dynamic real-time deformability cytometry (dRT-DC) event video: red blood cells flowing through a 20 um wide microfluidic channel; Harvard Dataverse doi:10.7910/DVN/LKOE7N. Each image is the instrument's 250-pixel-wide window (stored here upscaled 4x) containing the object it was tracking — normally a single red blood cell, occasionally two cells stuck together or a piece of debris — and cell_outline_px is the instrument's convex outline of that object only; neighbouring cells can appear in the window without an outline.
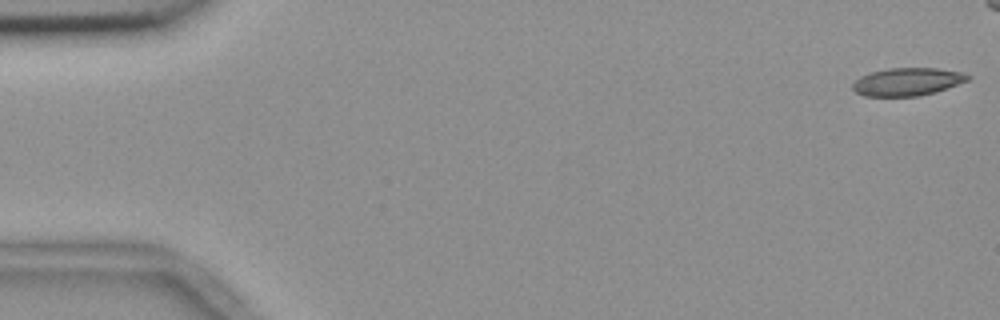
{"species": "common noctule bat (a hibernating species)", "species_latin": "Nyctalus noctula", "temperature_condition": "room temperature", "stored_images_in_passage": 7, "camera_frame_rate_fps": 3000, "um_per_image_px": 0.085, "animal": {"sex": "female", "body_mass_g": 18.4}, "frame": {"image": 1, "passage_image": 1, "time_ms": 0.0, "image_size_px": [1000, 320], "cell_outline_px": [[972, 76], [968, 80], [936, 92], [920, 96], [864, 96], [856, 92], [852, 88], [852, 84], [860, 76], [872, 72], [888, 68], [936, 68], [960, 72]], "centroid_in_image_um": [77.11, 6.95], "position_along_channel_um": 7.9, "area_um2": 18.61}}